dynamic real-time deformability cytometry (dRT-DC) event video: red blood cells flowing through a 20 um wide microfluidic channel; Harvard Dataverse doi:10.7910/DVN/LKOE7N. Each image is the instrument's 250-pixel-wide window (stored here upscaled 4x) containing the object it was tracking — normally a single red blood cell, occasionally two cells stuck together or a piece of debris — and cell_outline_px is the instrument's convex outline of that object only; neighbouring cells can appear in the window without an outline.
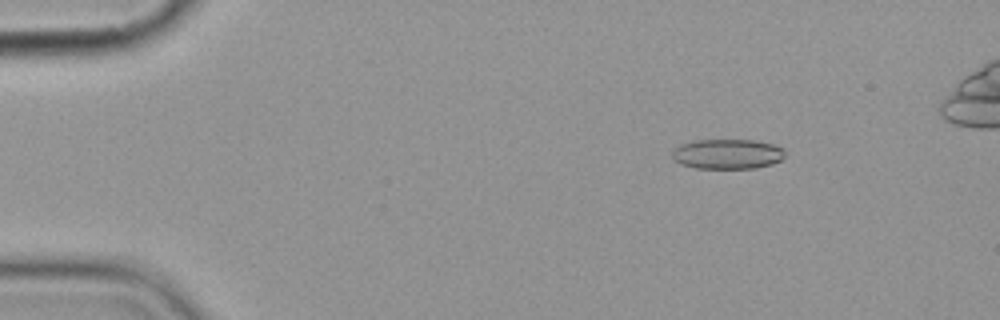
{"species": "common noctule bat (a hibernating species)", "species_latin": "Nyctalus noctula", "temperature_condition": "cold", "stored_images_in_passage": 5, "camera_frame_rate_fps": 3000, "um_per_image_px": 0.085, "animal": {"sex": "female", "body_mass_g": 19.9}, "frame": {"image": 1, "passage_image": 2, "time_ms": 2.0, "image_size_px": [1000, 320], "cell_outline_px": [[784, 156], [780, 160], [772, 164], [756, 168], [696, 168], [680, 164], [672, 156], [672, 152], [680, 144], [692, 140], [752, 140], [772, 144], [784, 148]], "centroid_in_image_um": [61.83, 13.09], "position_along_channel_um": 23.2, "area_um2": 19.65}}